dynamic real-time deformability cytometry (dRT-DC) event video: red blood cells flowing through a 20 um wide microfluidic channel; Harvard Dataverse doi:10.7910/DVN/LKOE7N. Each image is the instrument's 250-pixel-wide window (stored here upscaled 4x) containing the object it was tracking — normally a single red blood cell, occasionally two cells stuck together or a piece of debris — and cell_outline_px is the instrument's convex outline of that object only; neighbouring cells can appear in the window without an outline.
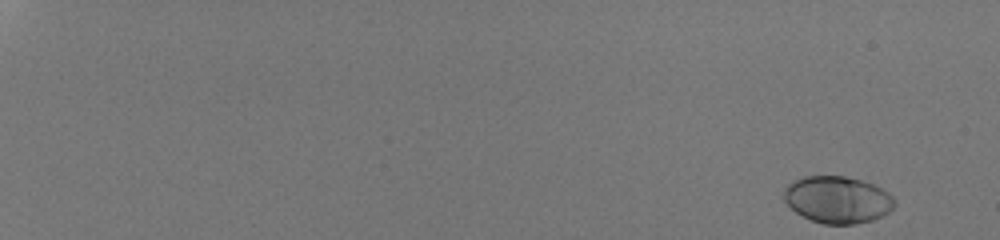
{"species": "human", "species_latin": "Homo sapiens", "temperature_condition": "room temperature", "stored_images_in_passage": 53, "camera_frame_rate_fps": 3000, "um_per_image_px": 0.085, "donor": {"sex": "male"}, "frame": {"image": 1, "passage_image": 2, "time_ms": 0.333, "image_size_px": [1000, 240], "cell_outline_px": [[896, 204], [888, 212], [872, 220], [856, 224], [824, 224], [812, 220], [796, 212], [780, 196], [784, 188], [792, 180], [804, 176], [844, 176], [860, 180], [872, 184], [888, 192], [896, 200]], "centroid_in_image_um": [71.16, 16.96], "position_along_channel_um": 13.8, "area_um2": 30.35}}
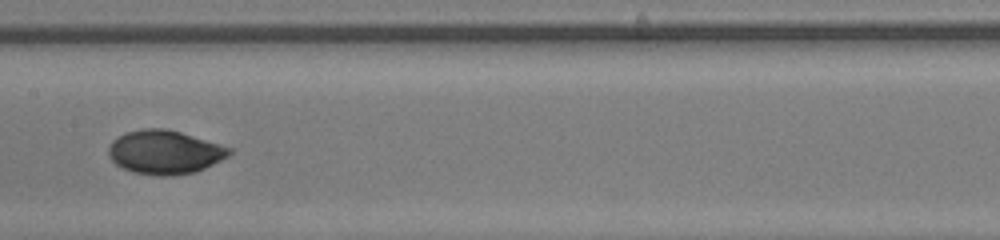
{"frame": {"image": 2, "passage_image": 32, "time_ms": 10.333, "image_size_px": [1000, 240], "cell_outline_px": [[232, 152], [228, 156], [196, 172], [176, 176], [160, 176], [132, 172], [116, 164], [108, 156], [108, 148], [112, 140], [124, 132], [144, 128], [164, 128], [180, 132], [220, 144], [232, 148]], "centroid_in_image_um": [13.98, 12.93], "position_along_channel_um": 193.4, "area_um2": 30.92}}
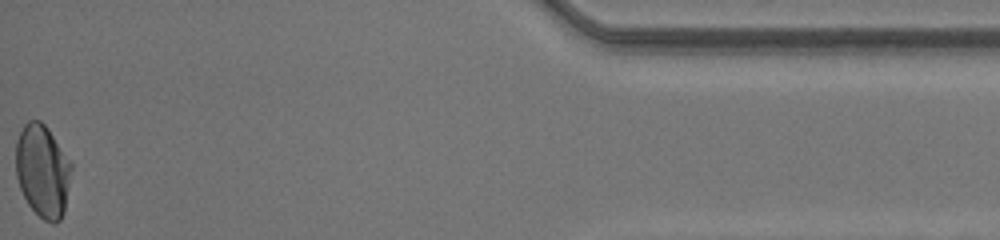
{"frame": {"image": 3, "passage_image": 53, "time_ms": 17.333, "image_size_px": [1000, 240], "cell_outline_px": [[72, 168], [64, 212], [60, 220], [52, 224], [44, 220], [28, 204], [20, 188], [16, 176], [16, 140], [24, 124], [28, 120], [40, 120], [48, 128], [72, 164]], "centroid_in_image_um": [3.62, 14.52], "position_along_channel_um": 431.6, "area_um2": 29.94}, "authors_computed_cell_mechanics": {"area_um2": 29.9404, "velocity_mm_per_s": 4.2553, "shape_relaxation_time_tau1_ms": 3.2563, "shape_relaxation_time_tau2_ms": null, "deformation_change_tau1": 0.1606, "deformation_change_tau2": null}}